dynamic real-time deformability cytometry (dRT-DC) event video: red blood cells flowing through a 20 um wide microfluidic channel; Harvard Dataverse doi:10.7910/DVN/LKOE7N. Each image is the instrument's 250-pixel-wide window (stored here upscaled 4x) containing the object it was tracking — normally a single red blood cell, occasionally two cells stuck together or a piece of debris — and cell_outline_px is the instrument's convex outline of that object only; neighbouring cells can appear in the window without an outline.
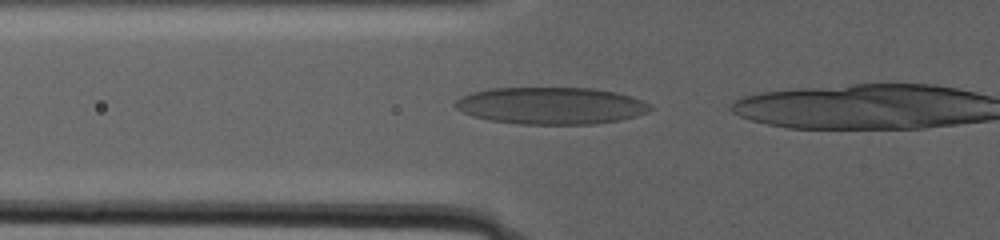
{"species": "human", "species_latin": "Homo sapiens", "temperature_condition": "warm", "stored_images_in_passage": 35, "camera_frame_rate_fps": 3000, "um_per_image_px": 0.085, "donor": {"sex": "male"}, "frame": {"image": 1, "passage_image": 33, "time_ms": 10.667, "image_size_px": [1000, 240], "cell_outline_px": [[656, 108], [648, 112], [636, 116], [620, 120], [592, 124], [520, 124], [488, 120], [472, 116], [456, 108], [452, 104], [456, 100], [472, 92], [492, 88], [592, 88], [616, 92], [632, 96], [652, 104]], "centroid_in_image_um": [46.88, 8.98], "position_along_channel_um": 78.9, "area_um2": 42.31}}